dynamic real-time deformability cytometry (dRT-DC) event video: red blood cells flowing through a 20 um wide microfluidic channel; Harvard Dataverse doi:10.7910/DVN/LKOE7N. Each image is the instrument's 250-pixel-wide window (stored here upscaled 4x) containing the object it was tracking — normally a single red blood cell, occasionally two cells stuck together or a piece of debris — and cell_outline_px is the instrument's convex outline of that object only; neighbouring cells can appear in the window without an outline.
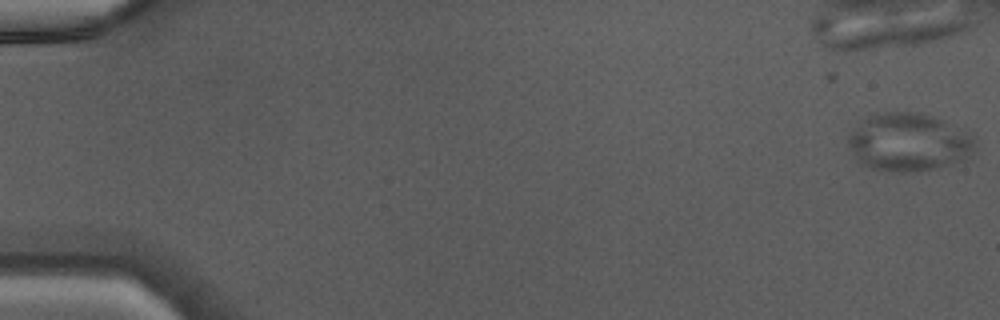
{"species": "Egyptian fruit bat (a non-hibernating species)", "species_latin": "Rousettus aegyptiacus", "temperature_condition": "warm", "stored_images_in_passage": 13, "camera_frame_rate_fps": 3000, "um_per_image_px": 0.085, "animal": {"sex": "male"}, "frame": {"image": 1, "passage_image": 1, "time_ms": 0.0, "image_size_px": [1000, 320], "cell_outline_px": [[976, 144], [972, 152], [960, 160], [936, 168], [920, 172], [888, 172], [872, 168], [860, 164], [856, 160], [848, 144], [848, 132], [860, 120], [884, 112], [916, 112], [932, 116], [972, 136]], "centroid_in_image_um": [77.14, 12.11], "position_along_channel_um": 7.9, "area_um2": 42.6}}